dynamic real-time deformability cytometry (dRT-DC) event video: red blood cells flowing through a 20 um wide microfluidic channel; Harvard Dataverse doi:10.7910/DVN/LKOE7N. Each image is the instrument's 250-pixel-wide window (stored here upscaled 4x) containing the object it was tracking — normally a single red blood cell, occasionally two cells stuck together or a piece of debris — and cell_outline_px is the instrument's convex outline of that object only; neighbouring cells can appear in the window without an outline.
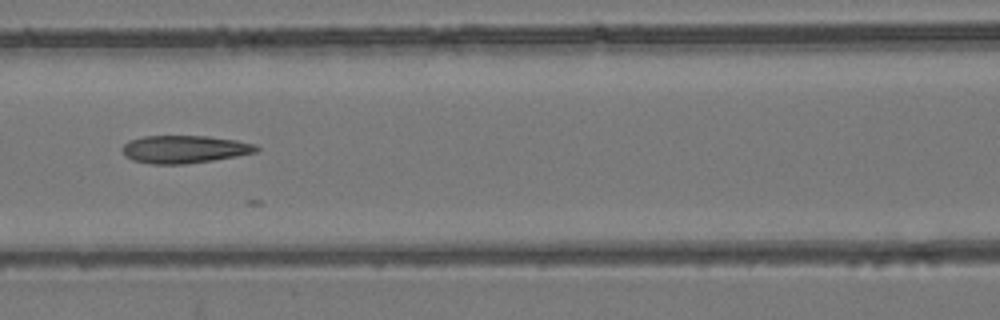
{"species": "common noctule bat (a hibernating species)", "species_latin": "Nyctalus noctula", "temperature_condition": "room temperature", "stored_images_in_passage": 7, "camera_frame_rate_fps": 3000, "um_per_image_px": 0.085, "animal": {"sex": "female", "body_mass_g": 24.6, "forearm_length_mm": 56.2}, "frame": {"image": 1, "passage_image": 7, "time_ms": 7.0, "image_size_px": [1000, 320], "cell_outline_px": [[260, 148], [256, 152], [236, 156], [212, 160], [184, 164], [152, 164], [132, 160], [124, 156], [120, 148], [128, 140], [144, 136], [208, 136], [236, 140], [252, 144]], "centroid_in_image_um": [15.61, 12.68], "position_along_channel_um": 151.0, "area_um2": 21.68}}